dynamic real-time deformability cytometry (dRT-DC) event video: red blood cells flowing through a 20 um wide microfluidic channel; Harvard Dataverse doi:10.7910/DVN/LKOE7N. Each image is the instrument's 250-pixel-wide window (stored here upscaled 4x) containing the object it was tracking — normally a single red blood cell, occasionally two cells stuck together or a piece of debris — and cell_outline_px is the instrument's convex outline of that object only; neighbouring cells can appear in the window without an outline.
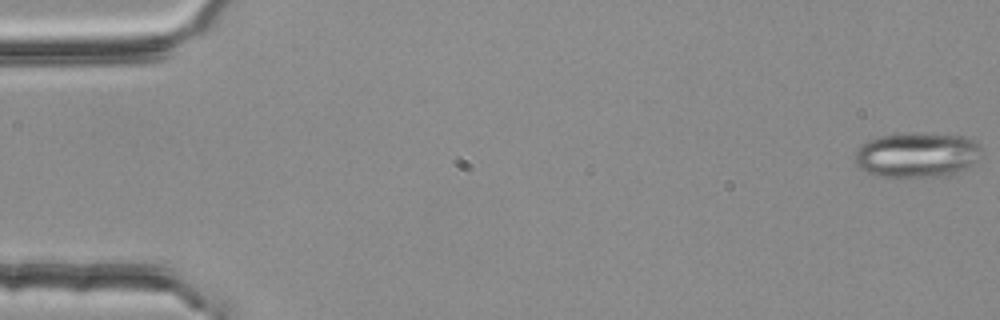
{"species": "common noctule bat (a hibernating species)", "species_latin": "Nyctalus noctula", "temperature_condition": "room temperature", "stored_images_in_passage": 4, "camera_frame_rate_fps": 3000, "um_per_image_px": 0.085, "animal": {"sex": "female", "body_mass_g": 25.1}, "frame": {"image": 1, "passage_image": 1, "time_ms": 0.0, "image_size_px": [1000, 320], "cell_outline_px": [[980, 160], [964, 168], [944, 176], [880, 176], [868, 172], [860, 168], [856, 164], [856, 148], [868, 140], [880, 136], [964, 136], [972, 140], [980, 148]], "centroid_in_image_um": [77.92, 13.21], "position_along_channel_um": 7.1, "area_um2": 31.62}}